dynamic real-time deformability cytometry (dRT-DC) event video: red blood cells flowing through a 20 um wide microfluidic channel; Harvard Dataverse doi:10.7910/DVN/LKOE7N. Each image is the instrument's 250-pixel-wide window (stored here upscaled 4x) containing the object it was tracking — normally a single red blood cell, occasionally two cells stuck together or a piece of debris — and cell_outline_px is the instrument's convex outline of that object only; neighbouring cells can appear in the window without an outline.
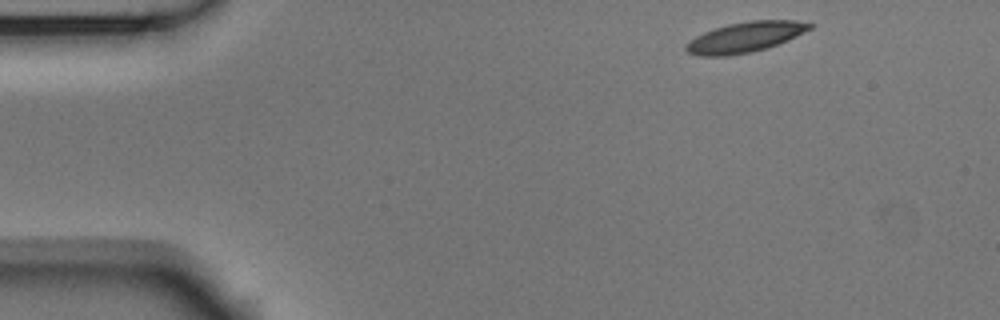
{"species": "Egyptian fruit bat (a non-hibernating species)", "species_latin": "Rousettus aegyptiacus", "temperature_condition": "room temperature", "stored_images_in_passage": 7, "camera_frame_rate_fps": 3000, "um_per_image_px": 0.085, "animal": {"sex": "male"}, "frame": {"image": 1, "passage_image": 1, "time_ms": 0.0, "image_size_px": [1000, 320], "cell_outline_px": [[816, 24], [812, 28], [796, 36], [776, 44], [764, 48], [748, 52], [728, 56], [700, 56], [688, 52], [684, 48], [696, 36], [704, 32], [728, 24], [748, 20], [796, 20]], "centroid_in_image_um": [63.37, 3.14], "position_along_channel_um": 21.6, "area_um2": 21.5}}
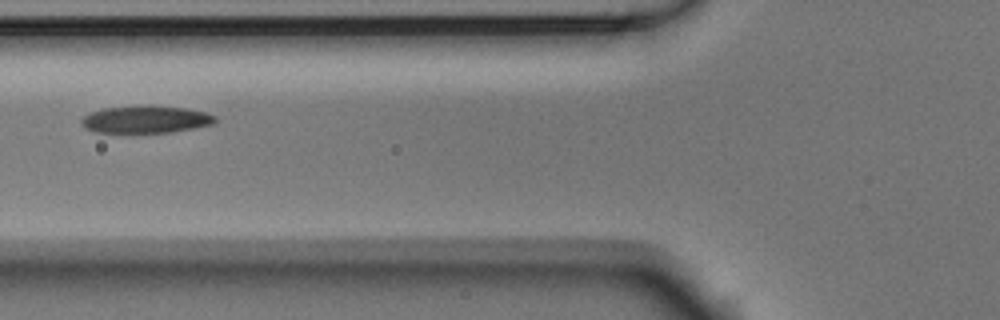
{"frame": {"image": 2, "passage_image": 5, "time_ms": 1.333, "image_size_px": [1000, 320], "cell_outline_px": [[216, 124], [168, 132], [96, 132], [84, 128], [80, 124], [80, 120], [84, 116], [92, 112], [104, 108], [136, 104], [184, 108], [204, 112], [216, 116]], "centroid_in_image_um": [12.36, 10.13], "position_along_channel_um": 113.4, "area_um2": 21.39}}
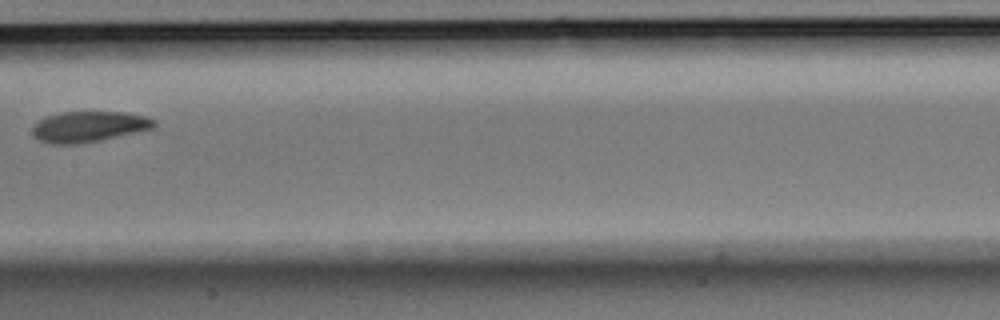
{"frame": {"image": 3, "passage_image": 7, "time_ms": 2.0, "image_size_px": [1000, 320], "cell_outline_px": [[156, 124], [152, 128], [136, 132], [100, 140], [72, 144], [48, 144], [40, 140], [32, 132], [32, 128], [40, 120], [48, 116], [60, 112], [124, 112], [144, 116], [156, 120]], "centroid_in_image_um": [7.55, 10.76], "position_along_channel_um": 199.9, "area_um2": 21.44}}